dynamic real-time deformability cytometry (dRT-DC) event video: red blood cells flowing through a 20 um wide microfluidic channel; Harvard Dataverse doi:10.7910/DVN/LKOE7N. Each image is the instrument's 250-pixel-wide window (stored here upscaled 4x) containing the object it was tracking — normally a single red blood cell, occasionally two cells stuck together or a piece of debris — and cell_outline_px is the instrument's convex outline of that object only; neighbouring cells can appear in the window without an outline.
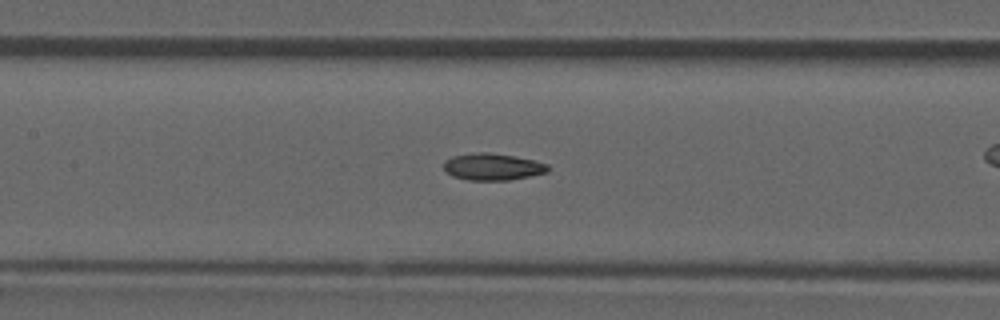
{"species": "common noctule bat (a hibernating species)", "species_latin": "Nyctalus noctula", "temperature_condition": "room temperature", "stored_images_in_passage": 40, "camera_frame_rate_fps": 3000, "um_per_image_px": 0.085, "animal": {"sex": "male", "forearm_length_mm": 52.5}, "frame": {"image": 1, "passage_image": 23, "time_ms": 7.333, "image_size_px": [1000, 320], "cell_outline_px": [[548, 172], [508, 180], [468, 180], [452, 176], [444, 172], [444, 160], [452, 156], [476, 152], [488, 152], [512, 156], [532, 160], [548, 164]], "centroid_in_image_um": [41.81, 14.18], "position_along_channel_um": 165.6, "area_um2": 16.24}}
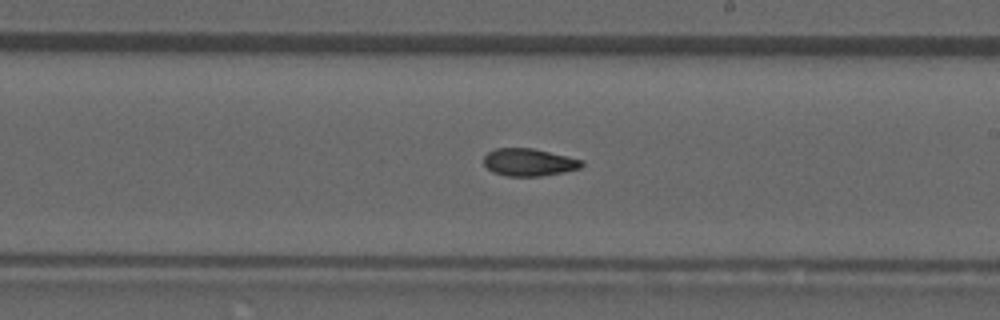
{"frame": {"image": 2, "passage_image": 29, "time_ms": 9.333, "image_size_px": [1000, 320], "cell_outline_px": [[584, 164], [580, 168], [540, 176], [508, 176], [492, 172], [484, 164], [484, 156], [488, 152], [496, 148], [532, 148], [584, 160]], "centroid_in_image_um": [44.94, 13.79], "position_along_channel_um": 244.1, "area_um2": 15.55}}